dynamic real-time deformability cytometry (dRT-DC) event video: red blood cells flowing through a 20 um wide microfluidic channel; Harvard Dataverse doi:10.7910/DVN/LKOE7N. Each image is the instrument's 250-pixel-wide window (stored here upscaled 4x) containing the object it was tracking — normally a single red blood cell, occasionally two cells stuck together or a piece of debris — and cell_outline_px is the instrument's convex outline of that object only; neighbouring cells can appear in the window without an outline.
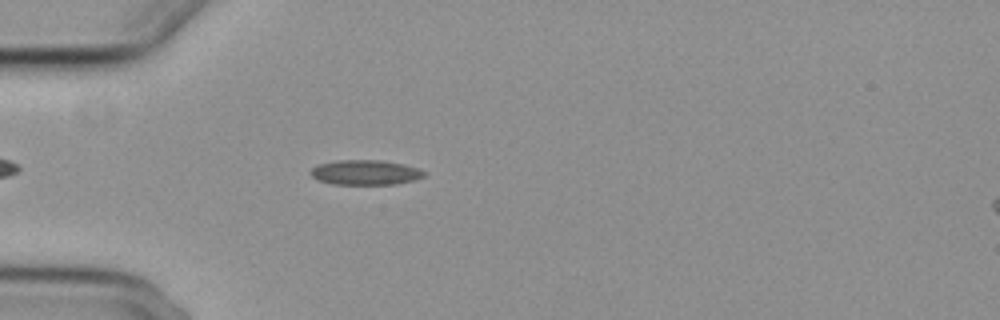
{"species": "common noctule bat (a hibernating species)", "species_latin": "Nyctalus noctula", "temperature_condition": "cold", "stored_images_in_passage": 38, "camera_frame_rate_fps": 3000, "um_per_image_px": 0.085, "animal": {"sex": "female", "body_mass_g": 29.2, "forearm_length_mm": 56.3}, "frame": {"image": 1, "passage_image": 7, "time_ms": 2.0, "image_size_px": [1000, 320], "cell_outline_px": [[428, 172], [424, 176], [412, 180], [396, 184], [332, 184], [320, 180], [312, 176], [308, 172], [312, 168], [320, 164], [336, 160], [380, 160], [404, 164]], "centroid_in_image_um": [31.05, 14.65], "position_along_channel_um": 53.9, "area_um2": 16.36}}
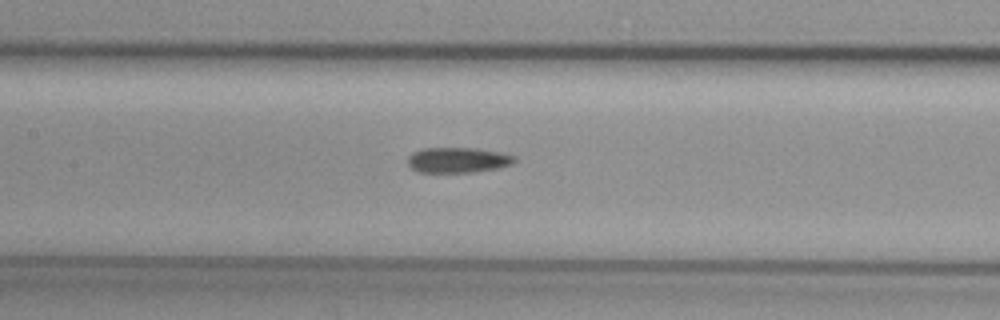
{"frame": {"image": 2, "passage_image": 17, "time_ms": 5.333, "image_size_px": [1000, 320], "cell_outline_px": [[516, 160], [512, 164], [500, 168], [472, 172], [420, 172], [412, 168], [408, 164], [408, 156], [412, 152], [424, 148], [476, 148], [500, 152], [516, 156]], "centroid_in_image_um": [38.94, 13.6], "position_along_channel_um": 168.5, "area_um2": 15.84}}
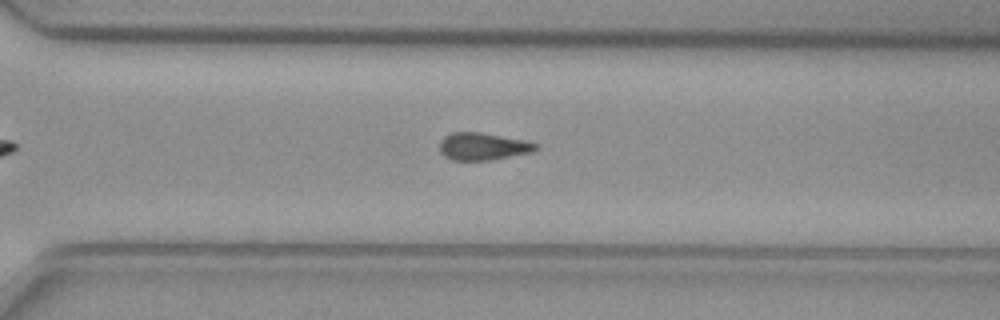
{"frame": {"image": 3, "passage_image": 30, "time_ms": 9.667, "image_size_px": [1000, 320], "cell_outline_px": [[540, 148], [532, 152], [488, 160], [452, 160], [444, 156], [440, 152], [440, 140], [444, 136], [452, 132], [480, 132], [524, 140], [540, 144]], "centroid_in_image_um": [41.05, 12.44], "position_along_channel_um": 329.5, "area_um2": 15.37}}